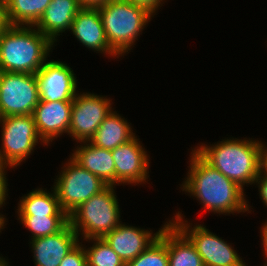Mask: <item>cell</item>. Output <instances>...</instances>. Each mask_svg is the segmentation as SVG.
Masks as SVG:
<instances>
[{
  "mask_svg": "<svg viewBox=\"0 0 267 266\" xmlns=\"http://www.w3.org/2000/svg\"><path fill=\"white\" fill-rule=\"evenodd\" d=\"M188 177L182 190L196 197L209 211L215 213L249 212L244 190L219 170L209 165L192 149Z\"/></svg>",
  "mask_w": 267,
  "mask_h": 266,
  "instance_id": "obj_1",
  "label": "cell"
},
{
  "mask_svg": "<svg viewBox=\"0 0 267 266\" xmlns=\"http://www.w3.org/2000/svg\"><path fill=\"white\" fill-rule=\"evenodd\" d=\"M194 149L209 165L243 189L255 183L264 167V148L261 141L246 139L222 140L216 145H201Z\"/></svg>",
  "mask_w": 267,
  "mask_h": 266,
  "instance_id": "obj_2",
  "label": "cell"
},
{
  "mask_svg": "<svg viewBox=\"0 0 267 266\" xmlns=\"http://www.w3.org/2000/svg\"><path fill=\"white\" fill-rule=\"evenodd\" d=\"M35 29L7 25L0 33V71L35 74L44 65L54 43Z\"/></svg>",
  "mask_w": 267,
  "mask_h": 266,
  "instance_id": "obj_3",
  "label": "cell"
},
{
  "mask_svg": "<svg viewBox=\"0 0 267 266\" xmlns=\"http://www.w3.org/2000/svg\"><path fill=\"white\" fill-rule=\"evenodd\" d=\"M110 48L119 56L131 50L137 36L153 17L128 0H111L97 7Z\"/></svg>",
  "mask_w": 267,
  "mask_h": 266,
  "instance_id": "obj_4",
  "label": "cell"
},
{
  "mask_svg": "<svg viewBox=\"0 0 267 266\" xmlns=\"http://www.w3.org/2000/svg\"><path fill=\"white\" fill-rule=\"evenodd\" d=\"M115 186H107L69 214V224L84 239L103 238L121 221ZM80 232V233H79Z\"/></svg>",
  "mask_w": 267,
  "mask_h": 266,
  "instance_id": "obj_5",
  "label": "cell"
},
{
  "mask_svg": "<svg viewBox=\"0 0 267 266\" xmlns=\"http://www.w3.org/2000/svg\"><path fill=\"white\" fill-rule=\"evenodd\" d=\"M62 168L54 185L60 207L68 215L108 185L99 177L80 167L71 158Z\"/></svg>",
  "mask_w": 267,
  "mask_h": 266,
  "instance_id": "obj_6",
  "label": "cell"
},
{
  "mask_svg": "<svg viewBox=\"0 0 267 266\" xmlns=\"http://www.w3.org/2000/svg\"><path fill=\"white\" fill-rule=\"evenodd\" d=\"M2 148L0 163L16 167L31 154L39 137L33 115L0 117Z\"/></svg>",
  "mask_w": 267,
  "mask_h": 266,
  "instance_id": "obj_7",
  "label": "cell"
},
{
  "mask_svg": "<svg viewBox=\"0 0 267 266\" xmlns=\"http://www.w3.org/2000/svg\"><path fill=\"white\" fill-rule=\"evenodd\" d=\"M39 101L35 74L0 71V117L32 115Z\"/></svg>",
  "mask_w": 267,
  "mask_h": 266,
  "instance_id": "obj_8",
  "label": "cell"
},
{
  "mask_svg": "<svg viewBox=\"0 0 267 266\" xmlns=\"http://www.w3.org/2000/svg\"><path fill=\"white\" fill-rule=\"evenodd\" d=\"M172 223L192 242L203 260L204 266H246L232 246L211 233L204 225L193 228L176 213ZM192 228V229H191Z\"/></svg>",
  "mask_w": 267,
  "mask_h": 266,
  "instance_id": "obj_9",
  "label": "cell"
},
{
  "mask_svg": "<svg viewBox=\"0 0 267 266\" xmlns=\"http://www.w3.org/2000/svg\"><path fill=\"white\" fill-rule=\"evenodd\" d=\"M110 99L97 94H77L73 100L68 134L74 140L89 142L100 124L112 111Z\"/></svg>",
  "mask_w": 267,
  "mask_h": 266,
  "instance_id": "obj_10",
  "label": "cell"
},
{
  "mask_svg": "<svg viewBox=\"0 0 267 266\" xmlns=\"http://www.w3.org/2000/svg\"><path fill=\"white\" fill-rule=\"evenodd\" d=\"M35 75L40 101H73L77 95L76 76L66 63L45 62Z\"/></svg>",
  "mask_w": 267,
  "mask_h": 266,
  "instance_id": "obj_11",
  "label": "cell"
},
{
  "mask_svg": "<svg viewBox=\"0 0 267 266\" xmlns=\"http://www.w3.org/2000/svg\"><path fill=\"white\" fill-rule=\"evenodd\" d=\"M135 136L111 150L115 163V185L141 184L148 179V154Z\"/></svg>",
  "mask_w": 267,
  "mask_h": 266,
  "instance_id": "obj_12",
  "label": "cell"
},
{
  "mask_svg": "<svg viewBox=\"0 0 267 266\" xmlns=\"http://www.w3.org/2000/svg\"><path fill=\"white\" fill-rule=\"evenodd\" d=\"M73 101H39L33 112L35 126L44 144L68 133Z\"/></svg>",
  "mask_w": 267,
  "mask_h": 266,
  "instance_id": "obj_13",
  "label": "cell"
},
{
  "mask_svg": "<svg viewBox=\"0 0 267 266\" xmlns=\"http://www.w3.org/2000/svg\"><path fill=\"white\" fill-rule=\"evenodd\" d=\"M78 234L68 223L61 231L31 239L36 266H59L63 258L79 243Z\"/></svg>",
  "mask_w": 267,
  "mask_h": 266,
  "instance_id": "obj_14",
  "label": "cell"
},
{
  "mask_svg": "<svg viewBox=\"0 0 267 266\" xmlns=\"http://www.w3.org/2000/svg\"><path fill=\"white\" fill-rule=\"evenodd\" d=\"M161 229L153 234L148 230L126 226L120 223L113 231L107 233L103 238L125 264L135 259L145 251L159 236Z\"/></svg>",
  "mask_w": 267,
  "mask_h": 266,
  "instance_id": "obj_15",
  "label": "cell"
},
{
  "mask_svg": "<svg viewBox=\"0 0 267 266\" xmlns=\"http://www.w3.org/2000/svg\"><path fill=\"white\" fill-rule=\"evenodd\" d=\"M70 30L85 47L117 56L107 41L98 8L83 7L75 16Z\"/></svg>",
  "mask_w": 267,
  "mask_h": 266,
  "instance_id": "obj_16",
  "label": "cell"
},
{
  "mask_svg": "<svg viewBox=\"0 0 267 266\" xmlns=\"http://www.w3.org/2000/svg\"><path fill=\"white\" fill-rule=\"evenodd\" d=\"M82 8L78 0H51L35 26L54 43L60 33L71 29L75 16Z\"/></svg>",
  "mask_w": 267,
  "mask_h": 266,
  "instance_id": "obj_17",
  "label": "cell"
},
{
  "mask_svg": "<svg viewBox=\"0 0 267 266\" xmlns=\"http://www.w3.org/2000/svg\"><path fill=\"white\" fill-rule=\"evenodd\" d=\"M87 143L83 142V146L77 147L70 158L83 169L99 177L108 186H115V163L111 150Z\"/></svg>",
  "mask_w": 267,
  "mask_h": 266,
  "instance_id": "obj_18",
  "label": "cell"
},
{
  "mask_svg": "<svg viewBox=\"0 0 267 266\" xmlns=\"http://www.w3.org/2000/svg\"><path fill=\"white\" fill-rule=\"evenodd\" d=\"M130 124L115 111H111L100 124L89 142L99 148L113 150L135 135Z\"/></svg>",
  "mask_w": 267,
  "mask_h": 266,
  "instance_id": "obj_19",
  "label": "cell"
},
{
  "mask_svg": "<svg viewBox=\"0 0 267 266\" xmlns=\"http://www.w3.org/2000/svg\"><path fill=\"white\" fill-rule=\"evenodd\" d=\"M169 266H204L192 242L171 222L166 225Z\"/></svg>",
  "mask_w": 267,
  "mask_h": 266,
  "instance_id": "obj_20",
  "label": "cell"
},
{
  "mask_svg": "<svg viewBox=\"0 0 267 266\" xmlns=\"http://www.w3.org/2000/svg\"><path fill=\"white\" fill-rule=\"evenodd\" d=\"M51 0H4L7 25L35 26Z\"/></svg>",
  "mask_w": 267,
  "mask_h": 266,
  "instance_id": "obj_21",
  "label": "cell"
},
{
  "mask_svg": "<svg viewBox=\"0 0 267 266\" xmlns=\"http://www.w3.org/2000/svg\"><path fill=\"white\" fill-rule=\"evenodd\" d=\"M18 215L69 216L62 210L53 188L49 193L41 188L29 192L20 200Z\"/></svg>",
  "mask_w": 267,
  "mask_h": 266,
  "instance_id": "obj_22",
  "label": "cell"
},
{
  "mask_svg": "<svg viewBox=\"0 0 267 266\" xmlns=\"http://www.w3.org/2000/svg\"><path fill=\"white\" fill-rule=\"evenodd\" d=\"M18 219L31 231V239L55 234L69 223V216L19 215Z\"/></svg>",
  "mask_w": 267,
  "mask_h": 266,
  "instance_id": "obj_23",
  "label": "cell"
},
{
  "mask_svg": "<svg viewBox=\"0 0 267 266\" xmlns=\"http://www.w3.org/2000/svg\"><path fill=\"white\" fill-rule=\"evenodd\" d=\"M126 266H169L166 226L161 230L160 236Z\"/></svg>",
  "mask_w": 267,
  "mask_h": 266,
  "instance_id": "obj_24",
  "label": "cell"
},
{
  "mask_svg": "<svg viewBox=\"0 0 267 266\" xmlns=\"http://www.w3.org/2000/svg\"><path fill=\"white\" fill-rule=\"evenodd\" d=\"M93 239V240H92ZM95 241L92 247L85 248L87 266H126L124 261L110 247L104 238H91Z\"/></svg>",
  "mask_w": 267,
  "mask_h": 266,
  "instance_id": "obj_25",
  "label": "cell"
},
{
  "mask_svg": "<svg viewBox=\"0 0 267 266\" xmlns=\"http://www.w3.org/2000/svg\"><path fill=\"white\" fill-rule=\"evenodd\" d=\"M80 243L60 262L59 266H87L85 248Z\"/></svg>",
  "mask_w": 267,
  "mask_h": 266,
  "instance_id": "obj_26",
  "label": "cell"
},
{
  "mask_svg": "<svg viewBox=\"0 0 267 266\" xmlns=\"http://www.w3.org/2000/svg\"><path fill=\"white\" fill-rule=\"evenodd\" d=\"M263 174V175H262ZM258 183L260 198L262 202L267 206V169L263 167L255 180Z\"/></svg>",
  "mask_w": 267,
  "mask_h": 266,
  "instance_id": "obj_27",
  "label": "cell"
},
{
  "mask_svg": "<svg viewBox=\"0 0 267 266\" xmlns=\"http://www.w3.org/2000/svg\"><path fill=\"white\" fill-rule=\"evenodd\" d=\"M7 165L6 164H3V163H0V208L2 207V205L5 204V200H6V195L7 194V180H6V173L4 169H7L6 168Z\"/></svg>",
  "mask_w": 267,
  "mask_h": 266,
  "instance_id": "obj_28",
  "label": "cell"
},
{
  "mask_svg": "<svg viewBox=\"0 0 267 266\" xmlns=\"http://www.w3.org/2000/svg\"><path fill=\"white\" fill-rule=\"evenodd\" d=\"M131 3L143 7L148 10L151 14H154L158 10L163 0H128ZM162 1V2H161Z\"/></svg>",
  "mask_w": 267,
  "mask_h": 266,
  "instance_id": "obj_29",
  "label": "cell"
},
{
  "mask_svg": "<svg viewBox=\"0 0 267 266\" xmlns=\"http://www.w3.org/2000/svg\"><path fill=\"white\" fill-rule=\"evenodd\" d=\"M82 7L97 8L111 0H78Z\"/></svg>",
  "mask_w": 267,
  "mask_h": 266,
  "instance_id": "obj_30",
  "label": "cell"
},
{
  "mask_svg": "<svg viewBox=\"0 0 267 266\" xmlns=\"http://www.w3.org/2000/svg\"><path fill=\"white\" fill-rule=\"evenodd\" d=\"M6 26L5 3L4 0H0V33L6 28Z\"/></svg>",
  "mask_w": 267,
  "mask_h": 266,
  "instance_id": "obj_31",
  "label": "cell"
},
{
  "mask_svg": "<svg viewBox=\"0 0 267 266\" xmlns=\"http://www.w3.org/2000/svg\"><path fill=\"white\" fill-rule=\"evenodd\" d=\"M263 228L261 229V234H262V245H263V249H264V255H266L267 258V222L264 224V226H262Z\"/></svg>",
  "mask_w": 267,
  "mask_h": 266,
  "instance_id": "obj_32",
  "label": "cell"
},
{
  "mask_svg": "<svg viewBox=\"0 0 267 266\" xmlns=\"http://www.w3.org/2000/svg\"><path fill=\"white\" fill-rule=\"evenodd\" d=\"M5 221H6L5 217H3V215L1 214L0 215V230L3 229V227L5 226L4 225Z\"/></svg>",
  "mask_w": 267,
  "mask_h": 266,
  "instance_id": "obj_33",
  "label": "cell"
},
{
  "mask_svg": "<svg viewBox=\"0 0 267 266\" xmlns=\"http://www.w3.org/2000/svg\"><path fill=\"white\" fill-rule=\"evenodd\" d=\"M264 167L267 169V148H264Z\"/></svg>",
  "mask_w": 267,
  "mask_h": 266,
  "instance_id": "obj_34",
  "label": "cell"
},
{
  "mask_svg": "<svg viewBox=\"0 0 267 266\" xmlns=\"http://www.w3.org/2000/svg\"><path fill=\"white\" fill-rule=\"evenodd\" d=\"M8 265L9 264L7 263V261L4 258L0 257V266H8Z\"/></svg>",
  "mask_w": 267,
  "mask_h": 266,
  "instance_id": "obj_35",
  "label": "cell"
}]
</instances>
